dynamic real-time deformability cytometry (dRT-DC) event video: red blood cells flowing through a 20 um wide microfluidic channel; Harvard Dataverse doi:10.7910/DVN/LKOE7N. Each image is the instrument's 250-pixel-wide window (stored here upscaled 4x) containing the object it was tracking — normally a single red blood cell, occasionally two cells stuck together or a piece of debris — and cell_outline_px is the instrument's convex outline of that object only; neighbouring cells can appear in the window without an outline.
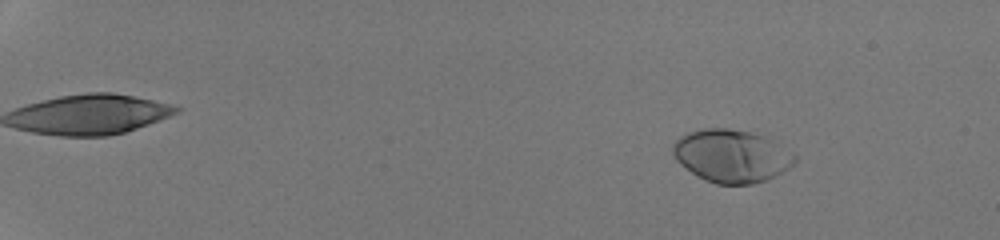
{"species": "human", "species_latin": "Homo sapiens", "temperature_condition": "room temperature", "stored_images_in_passage": 52, "camera_frame_rate_fps": 3000, "um_per_image_px": 0.085, "donor": {"sex": "male"}, "frame": {"image": 1, "passage_image": 8, "time_ms": 2.333, "image_size_px": [1000, 240], "cell_outline_px": [[796, 160], [788, 168], [776, 176], [752, 184], [716, 184], [704, 180], [680, 164], [676, 160], [672, 152], [672, 144], [680, 136], [688, 132], [704, 128], [728, 128], [768, 132], [796, 156]], "centroid_in_image_um": [62.23, 13.2], "position_along_channel_um": 22.8, "area_um2": 38.49}}
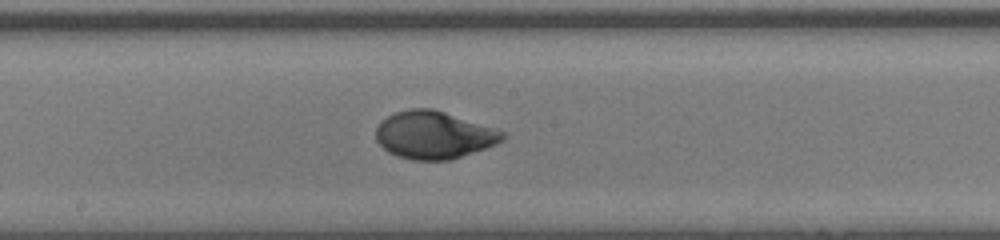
{"frame": {"image": 2, "passage_image": 33, "time_ms": 10.667, "image_size_px": [1000, 240], "cell_outline_px": [[504, 140], [496, 144], [448, 160], [412, 160], [396, 156], [388, 152], [376, 140], [376, 128], [380, 120], [396, 112], [408, 108], [432, 108], [504, 132]], "centroid_in_image_um": [36.81, 11.47], "position_along_channel_um": 211.4, "area_um2": 34.68}}
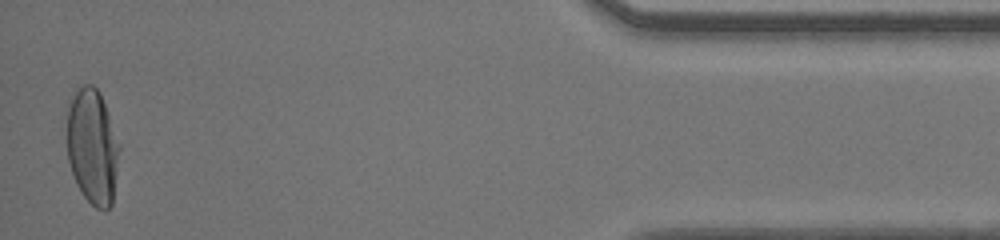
{"frame": {"image": 3, "passage_image": 52, "time_ms": 17.0, "image_size_px": [1000, 240], "cell_outline_px": [[120, 148], [112, 204], [104, 212], [96, 208], [84, 196], [76, 184], [68, 160], [68, 108], [76, 92], [84, 84], [92, 84], [100, 92], [120, 144]], "centroid_in_image_um": [7.88, 12.5], "position_along_channel_um": 427.3, "area_um2": 34.91}, "authors_computed_cell_mechanics": {"area_um2": 34.9401, "velocity_mm_per_s": 4.2921, "shape_relaxation_time_tau1_ms": 2.8071, "shape_relaxation_time_tau2_ms": null, "deformation_change_tau1": 0.1717, "deformation_change_tau2": null}}